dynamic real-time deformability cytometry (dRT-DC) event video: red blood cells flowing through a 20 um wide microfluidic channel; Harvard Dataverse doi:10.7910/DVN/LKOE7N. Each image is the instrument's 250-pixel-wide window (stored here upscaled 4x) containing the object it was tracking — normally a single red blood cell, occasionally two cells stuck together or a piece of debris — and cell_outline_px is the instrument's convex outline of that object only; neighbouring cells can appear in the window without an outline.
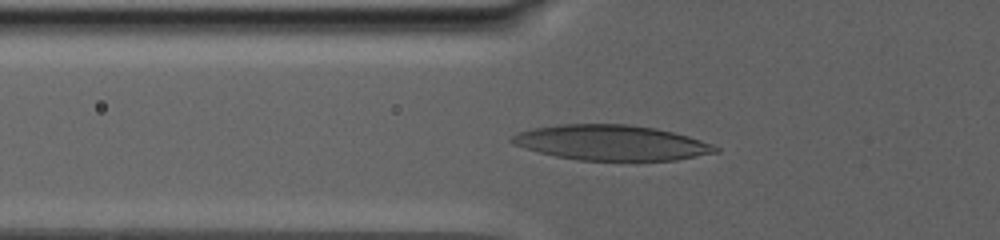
{"species": "human", "species_latin": "Homo sapiens", "temperature_condition": "warm", "stored_images_in_passage": 41, "camera_frame_rate_fps": 3000, "um_per_image_px": 0.085, "donor": {"sex": "male"}, "frame": {"image": 1, "passage_image": 17, "time_ms": 10.333, "image_size_px": [1000, 240], "cell_outline_px": [[720, 152], [676, 160], [576, 160], [556, 156], [524, 148], [512, 144], [508, 140], [516, 132], [556, 124], [628, 124], [656, 128], [688, 136], [712, 144], [720, 148]], "centroid_in_image_um": [51.95, 12.12], "position_along_channel_um": 73.8, "area_um2": 41.85}}
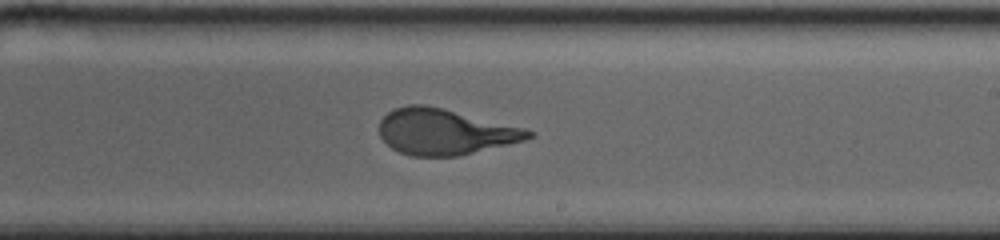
{"frame": {"image": 2, "passage_image": 26, "time_ms": 17.0, "image_size_px": [1000, 240], "cell_outline_px": [[532, 136], [524, 140], [460, 156], [412, 156], [400, 152], [392, 148], [380, 136], [380, 120], [388, 112], [396, 108], [408, 104], [424, 104], [524, 128], [532, 132]], "centroid_in_image_um": [37.77, 11.21], "position_along_channel_um": 251.2, "area_um2": 39.25}}
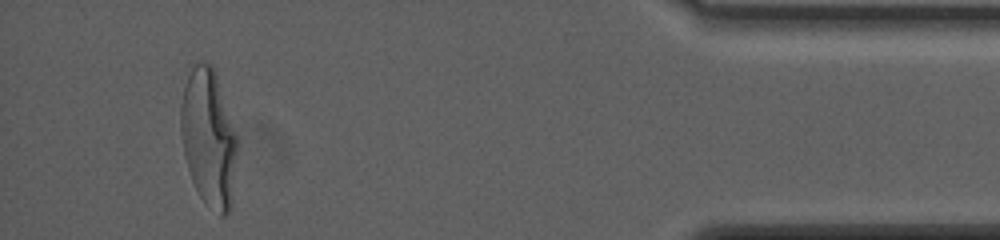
{"frame": {"image": 3, "passage_image": 38, "time_ms": 25.0, "image_size_px": [1000, 240], "cell_outline_px": [[236, 152], [232, 208], [224, 216], [220, 216], [200, 196], [192, 180], [184, 156], [180, 132], [180, 104], [184, 84], [196, 60], [204, 60], [212, 64], [216, 72], [236, 136]], "centroid_in_image_um": [17.71, 11.68], "position_along_channel_um": 417.5, "area_um2": 45.2}, "authors_computed_cell_mechanics": {"area_um2": 40.5756, "velocity_mm_per_s": 2.7068, "shape_relaxation_time_tau1_ms": 6.1604, "shape_relaxation_time_tau2_ms": 0.9325, "deformation_change_tau1": 0.2384, "deformation_change_tau2": 0.086}}